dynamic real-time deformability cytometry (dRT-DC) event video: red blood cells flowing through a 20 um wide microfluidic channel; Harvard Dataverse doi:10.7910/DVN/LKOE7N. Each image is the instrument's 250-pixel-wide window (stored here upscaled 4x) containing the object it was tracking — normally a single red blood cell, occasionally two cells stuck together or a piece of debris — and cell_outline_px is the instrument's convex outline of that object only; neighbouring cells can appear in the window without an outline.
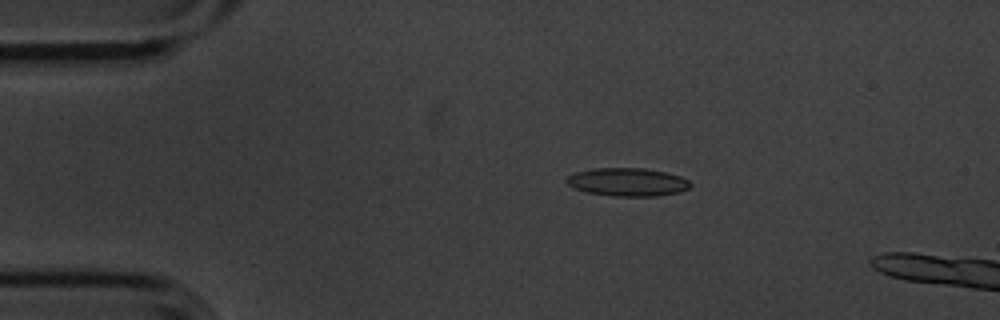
{"species": "common noctule bat (a hibernating species)", "species_latin": "Nyctalus noctula", "temperature_condition": "cold", "stored_images_in_passage": 5, "camera_frame_rate_fps": 3000, "um_per_image_px": 0.085, "animal": {"sex": "male", "body_mass_g": 20.1, "forearm_length_mm": 53.5}, "frame": {"image": 1, "passage_image": 3, "time_ms": 0.667, "image_size_px": [1000, 320], "cell_outline_px": [[692, 184], [688, 188], [680, 192], [656, 196], [612, 196], [588, 192], [576, 188], [568, 184], [564, 180], [568, 176], [576, 172], [592, 168], [644, 168], [664, 172], [680, 176], [688, 180]], "centroid_in_image_um": [53.34, 15.47], "position_along_channel_um": 31.7, "area_um2": 20.23}}